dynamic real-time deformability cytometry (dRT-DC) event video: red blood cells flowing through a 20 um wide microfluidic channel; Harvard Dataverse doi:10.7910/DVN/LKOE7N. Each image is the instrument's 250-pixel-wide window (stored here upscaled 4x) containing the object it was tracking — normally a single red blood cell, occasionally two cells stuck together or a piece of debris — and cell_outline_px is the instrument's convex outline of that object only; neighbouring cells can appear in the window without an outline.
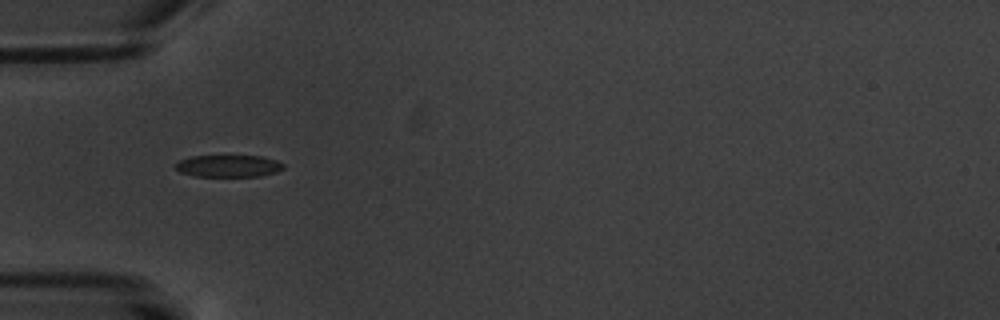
{"species": "common noctule bat (a hibernating species)", "species_latin": "Nyctalus noctula", "temperature_condition": "warm", "stored_images_in_passage": 5, "camera_frame_rate_fps": 3000, "um_per_image_px": 0.085, "animal": {"sex": "male", "body_mass_g": 20.1, "forearm_length_mm": 53.5}, "frame": {"image": 1, "passage_image": 4, "time_ms": 4.333, "image_size_px": [1000, 320], "cell_outline_px": [[284, 168], [276, 172], [260, 176], [196, 176], [180, 172], [176, 168], [176, 164], [180, 160], [192, 156], [264, 156], [276, 160], [284, 164]], "centroid_in_image_um": [19.46, 14.1], "position_along_channel_um": 65.5, "area_um2": 13.76}}